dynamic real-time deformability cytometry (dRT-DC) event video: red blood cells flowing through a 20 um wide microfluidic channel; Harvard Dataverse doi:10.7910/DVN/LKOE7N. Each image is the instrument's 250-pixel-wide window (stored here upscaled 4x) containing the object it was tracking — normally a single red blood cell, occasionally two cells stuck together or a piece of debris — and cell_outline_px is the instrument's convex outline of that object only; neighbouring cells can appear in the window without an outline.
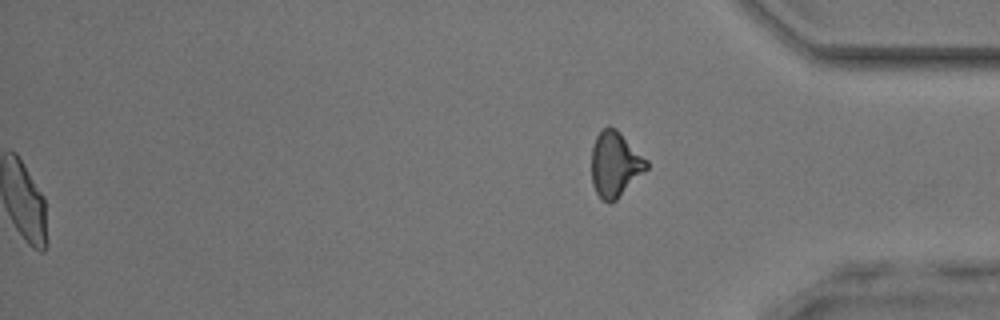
{"species": "common noctule bat (a hibernating species)", "species_latin": "Nyctalus noctula", "temperature_condition": "room temperature", "stored_images_in_passage": 42, "segment_of_instrument_passage": [2, 2], "camera_frame_rate_fps": 3000, "um_per_image_px": 0.085, "animal": {"sex": "male", "body_mass_g": 17.9, "forearm_length_mm": 54.2}, "frame": {"image": 1, "passage_image": 42, "time_ms": 13.667, "image_size_px": [1000, 320], "cell_outline_px": [[648, 168], [612, 204], [608, 204], [596, 192], [592, 184], [592, 148], [596, 136], [608, 124], [616, 128], [648, 160]], "centroid_in_image_um": [52.28, 13.95], "position_along_channel_um": 382.9, "area_um2": 20.92}}